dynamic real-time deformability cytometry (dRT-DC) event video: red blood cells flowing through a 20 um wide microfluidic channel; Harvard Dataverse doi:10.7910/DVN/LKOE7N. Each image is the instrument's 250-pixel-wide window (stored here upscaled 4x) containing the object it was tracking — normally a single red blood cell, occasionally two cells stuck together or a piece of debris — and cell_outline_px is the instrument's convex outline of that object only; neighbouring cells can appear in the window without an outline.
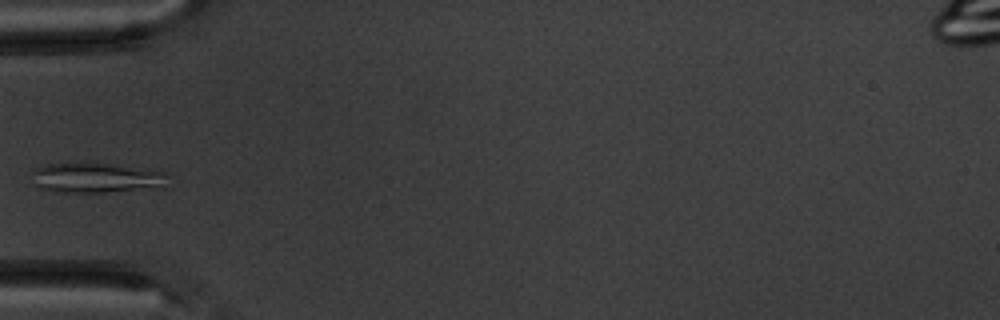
{"species": "common noctule bat (a hibernating species)", "species_latin": "Nyctalus noctula", "temperature_condition": "warm", "stored_images_in_passage": 4, "camera_frame_rate_fps": 3000, "um_per_image_px": 0.085, "animal": {"sex": "male", "body_mass_g": 20.1, "forearm_length_mm": 53.5}, "frame": {"image": 1, "passage_image": 4, "time_ms": 4.333, "image_size_px": [1000, 320], "cell_outline_px": [[168, 172], [164, 188], [104, 192], [56, 192], [40, 188], [36, 184], [32, 172], [32, 168], [48, 164], [104, 164], [144, 168]], "centroid_in_image_um": [8.23, 15.13], "position_along_channel_um": 76.8, "area_um2": 23.64}}